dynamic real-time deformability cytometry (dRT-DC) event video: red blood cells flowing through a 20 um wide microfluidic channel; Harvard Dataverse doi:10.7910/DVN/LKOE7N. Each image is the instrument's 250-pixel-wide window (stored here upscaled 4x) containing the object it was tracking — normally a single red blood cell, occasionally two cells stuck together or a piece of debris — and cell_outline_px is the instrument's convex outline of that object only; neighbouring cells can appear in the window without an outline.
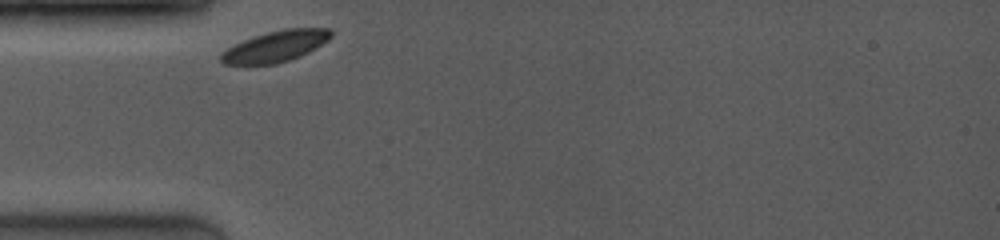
{"species": "common noctule bat (a hibernating species)", "species_latin": "Nyctalus noctula", "temperature_condition": "room temperature", "stored_images_in_passage": 14, "camera_frame_rate_fps": 4000, "um_per_image_px": 0.085, "animal": {"sex": "female", "body_mass_g": 19.0, "forearm_length_mm": 53.3}, "frame": {"image": 1, "passage_image": 1, "time_ms": 0.0, "image_size_px": [1000, 240], "cell_outline_px": [[332, 36], [328, 40], [288, 60], [276, 64], [224, 64], [220, 60], [220, 56], [228, 48], [252, 36], [284, 28], [328, 28], [332, 32]], "centroid_in_image_um": [23.4, 3.92], "position_along_channel_um": 61.6, "area_um2": 19.31}}
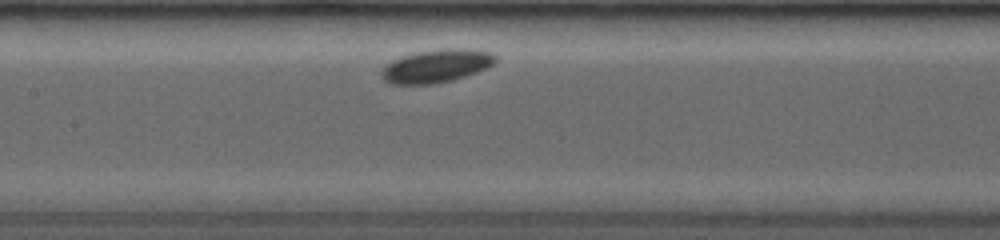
{"frame": {"image": 2, "passage_image": 9, "time_ms": 3.0, "image_size_px": [1000, 240], "cell_outline_px": [[496, 60], [492, 64], [484, 68], [464, 76], [452, 80], [428, 84], [392, 84], [384, 80], [384, 68], [392, 60], [416, 52], [440, 48], [468, 48], [492, 52], [496, 56]], "centroid_in_image_um": [37.13, 5.58], "position_along_channel_um": 170.3, "area_um2": 21.56}}